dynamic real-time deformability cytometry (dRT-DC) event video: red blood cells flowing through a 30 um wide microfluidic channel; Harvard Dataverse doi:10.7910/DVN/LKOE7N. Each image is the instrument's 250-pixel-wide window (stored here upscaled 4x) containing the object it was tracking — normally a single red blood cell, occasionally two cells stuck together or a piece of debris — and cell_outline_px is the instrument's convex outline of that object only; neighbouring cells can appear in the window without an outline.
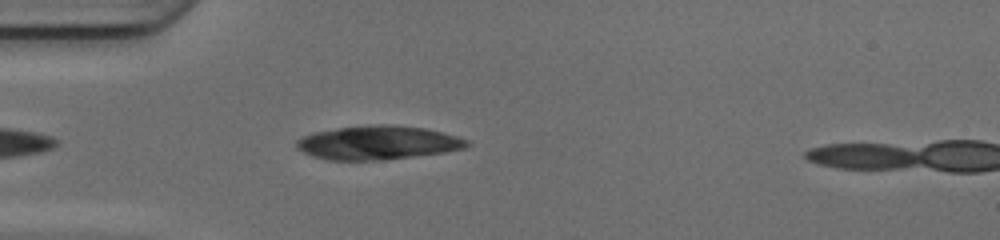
{"species": "common noctule bat (a hibernating species)", "species_latin": "Nyctalus noctula", "temperature_condition": "cold", "stored_images_in_passage": 8, "camera_frame_rate_fps": 3000, "um_per_image_px": 0.085, "animal": {"sex": "female", "body_mass_g": 17.0, "forearm_length_mm": 48.0}, "frame": {"image": 1, "passage_image": 4, "time_ms": 1.0, "image_size_px": [1000, 240], "cell_outline_px": [[468, 144], [464, 148], [444, 152], [384, 160], [328, 160], [312, 156], [296, 148], [296, 140], [304, 136], [316, 132], [340, 128], [368, 124], [384, 124], [424, 128], [456, 136], [468, 140]], "centroid_in_image_um": [32.09, 12.13], "position_along_channel_um": 52.9, "area_um2": 33.23}}
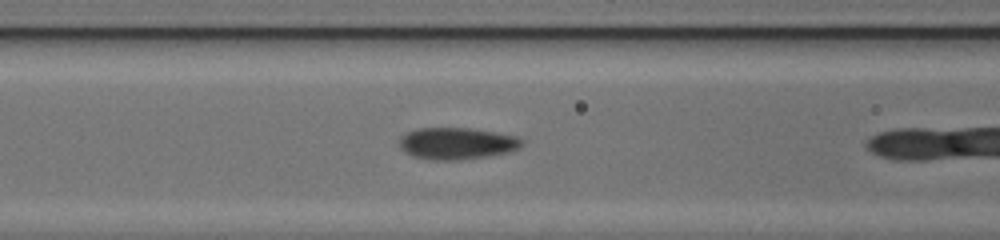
{"frame": {"image": 2, "passage_image": 7, "time_ms": 2.0, "image_size_px": [1000, 240], "cell_outline_px": [[524, 140], [516, 148], [504, 152], [484, 156], [456, 160], [432, 160], [412, 156], [400, 144], [400, 140], [408, 132], [420, 128], [468, 128], [516, 136]], "centroid_in_image_um": [38.81, 12.18], "position_along_channel_um": 127.8, "area_um2": 21.85}}